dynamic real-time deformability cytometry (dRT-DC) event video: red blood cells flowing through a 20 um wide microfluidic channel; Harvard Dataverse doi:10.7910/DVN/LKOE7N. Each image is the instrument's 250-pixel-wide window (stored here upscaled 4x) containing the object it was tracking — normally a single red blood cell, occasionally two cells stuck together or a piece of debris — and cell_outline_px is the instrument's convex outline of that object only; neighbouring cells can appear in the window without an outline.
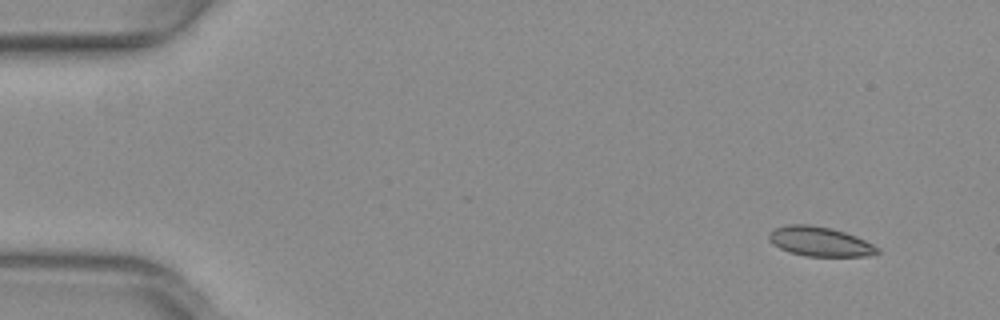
{"species": "common noctule bat (a hibernating species)", "species_latin": "Nyctalus noctula", "temperature_condition": "warm", "stored_images_in_passage": 17, "camera_frame_rate_fps": 3000, "um_per_image_px": 0.085, "animal": {"sex": "female", "body_mass_g": 29.2, "forearm_length_mm": 56.3}, "frame": {"image": 1, "passage_image": 4, "time_ms": 1.0, "image_size_px": [1000, 320], "cell_outline_px": [[880, 252], [868, 256], [804, 256], [788, 252], [772, 244], [768, 240], [768, 236], [776, 228], [788, 224], [808, 224], [832, 228], [856, 236], [880, 248]], "centroid_in_image_um": [69.68, 20.54], "position_along_channel_um": 15.3, "area_um2": 18.67}}
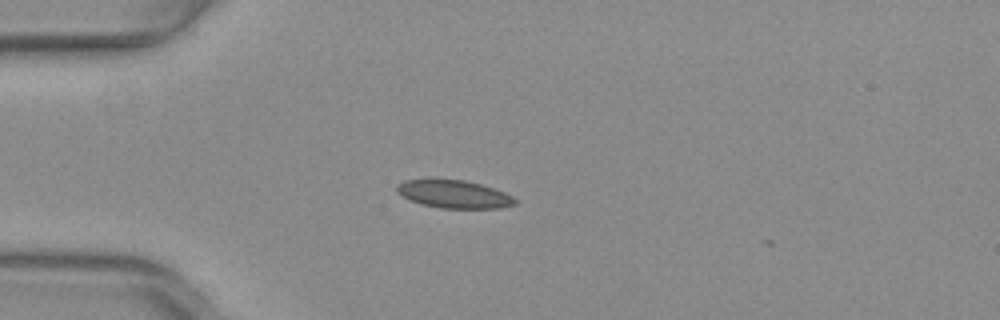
{"frame": {"image": 2, "passage_image": 14, "time_ms": 4.333, "image_size_px": [1000, 320], "cell_outline_px": [[516, 204], [500, 208], [440, 208], [420, 204], [408, 200], [396, 192], [396, 184], [404, 180], [464, 180], [480, 184], [504, 192], [512, 196], [516, 200]], "centroid_in_image_um": [38.55, 16.52], "position_along_channel_um": 46.5, "area_um2": 19.13}}